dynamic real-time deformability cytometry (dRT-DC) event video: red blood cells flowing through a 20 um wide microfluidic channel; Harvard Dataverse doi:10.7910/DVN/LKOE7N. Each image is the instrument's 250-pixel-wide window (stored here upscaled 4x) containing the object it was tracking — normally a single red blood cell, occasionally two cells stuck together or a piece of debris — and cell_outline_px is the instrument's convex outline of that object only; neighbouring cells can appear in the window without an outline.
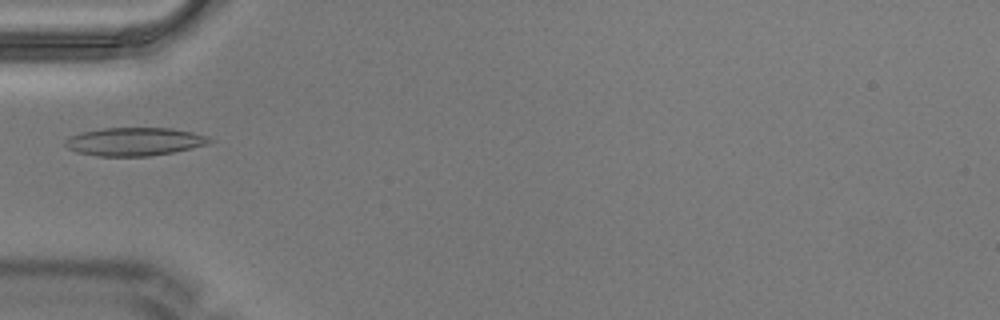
{"species": "Egyptian fruit bat (a non-hibernating species)", "species_latin": "Rousettus aegyptiacus", "temperature_condition": "warm", "stored_images_in_passage": 4, "camera_frame_rate_fps": 3000, "um_per_image_px": 0.085, "animal": {"sex": "male"}, "frame": {"image": 1, "passage_image": 4, "time_ms": 1.0, "image_size_px": [1000, 320], "cell_outline_px": [[216, 140], [208, 144], [192, 148], [172, 152], [148, 156], [96, 156], [76, 152], [68, 148], [64, 144], [64, 140], [72, 136], [84, 132], [104, 128], [172, 128], [192, 132], [208, 136]], "centroid_in_image_um": [11.47, 12.04], "position_along_channel_um": 73.5, "area_um2": 23.7}}